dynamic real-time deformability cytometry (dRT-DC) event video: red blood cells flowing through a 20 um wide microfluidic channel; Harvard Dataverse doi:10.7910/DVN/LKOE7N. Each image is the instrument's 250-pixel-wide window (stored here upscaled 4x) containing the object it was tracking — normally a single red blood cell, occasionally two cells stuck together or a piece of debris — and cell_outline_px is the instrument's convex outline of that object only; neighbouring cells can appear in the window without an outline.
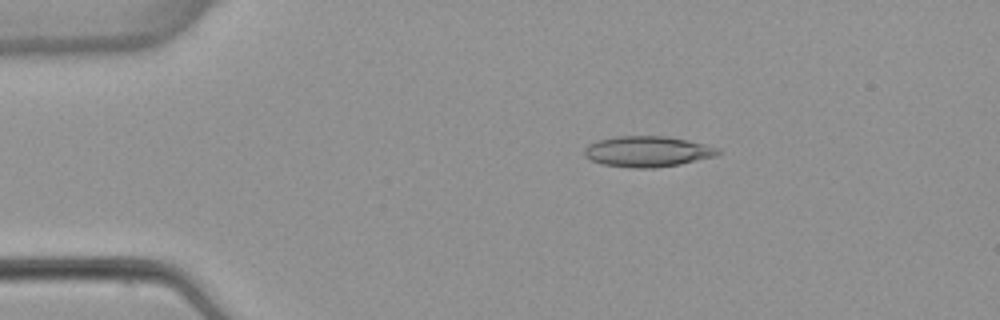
{"species": "common noctule bat (a hibernating species)", "species_latin": "Nyctalus noctula", "temperature_condition": "warm", "stored_images_in_passage": 3, "camera_frame_rate_fps": 3000, "um_per_image_px": 0.085, "animal": {"sex": "female", "body_mass_g": 22.7, "forearm_length_mm": 54.2}, "frame": {"image": 1, "passage_image": 1, "time_ms": 0.0, "image_size_px": [1000, 320], "cell_outline_px": [[724, 152], [716, 156], [680, 164], [656, 168], [636, 168], [604, 164], [592, 160], [584, 156], [584, 148], [588, 144], [596, 140], [616, 136], [668, 136], [688, 140], [720, 148]], "centroid_in_image_um": [55.07, 12.87], "position_along_channel_um": 29.9, "area_um2": 24.1}}
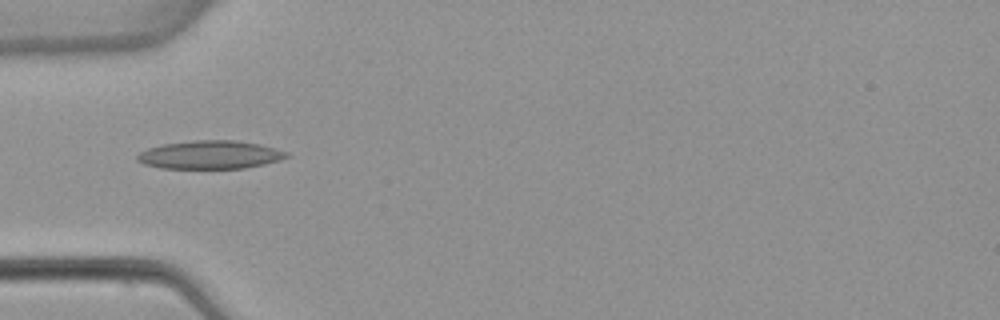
{"frame": {"image": 2, "passage_image": 3, "time_ms": 2.333, "image_size_px": [1000, 320], "cell_outline_px": [[288, 156], [280, 160], [264, 164], [244, 168], [160, 168], [144, 164], [136, 160], [136, 156], [140, 152], [148, 148], [164, 144], [196, 140], [236, 140], [260, 144], [288, 152]], "centroid_in_image_um": [17.85, 13.15], "position_along_channel_um": 67.2, "area_um2": 24.51}}